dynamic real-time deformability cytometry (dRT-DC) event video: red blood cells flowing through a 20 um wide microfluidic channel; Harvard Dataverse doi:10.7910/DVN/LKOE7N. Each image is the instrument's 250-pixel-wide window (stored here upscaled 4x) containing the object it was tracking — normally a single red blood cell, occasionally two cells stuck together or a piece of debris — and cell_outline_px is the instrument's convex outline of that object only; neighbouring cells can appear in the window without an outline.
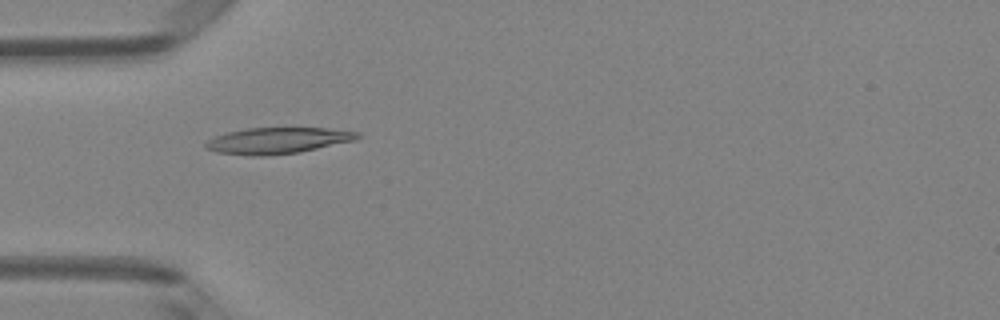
{"species": "Egyptian fruit bat (a non-hibernating species)", "species_latin": "Rousettus aegyptiacus", "temperature_condition": "room temperature", "stored_images_in_passage": 4, "camera_frame_rate_fps": 3000, "um_per_image_px": 0.085, "animal": {"sex": "female"}, "frame": {"image": 1, "passage_image": 4, "time_ms": 1.0, "image_size_px": [1000, 320], "cell_outline_px": [[360, 136], [356, 140], [296, 152], [264, 156], [252, 156], [216, 152], [204, 148], [204, 144], [208, 140], [216, 136], [228, 132], [248, 128], [324, 128], [360, 132]], "centroid_in_image_um": [23.56, 11.95], "position_along_channel_um": 61.4, "area_um2": 22.89}}